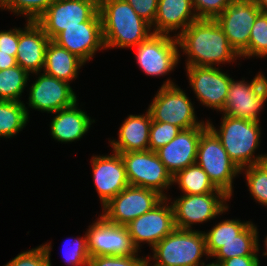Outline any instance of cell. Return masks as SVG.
<instances>
[{
  "label": "cell",
  "mask_w": 267,
  "mask_h": 266,
  "mask_svg": "<svg viewBox=\"0 0 267 266\" xmlns=\"http://www.w3.org/2000/svg\"><path fill=\"white\" fill-rule=\"evenodd\" d=\"M35 82L29 88L28 108L54 113L78 101L70 83L43 72L34 73Z\"/></svg>",
  "instance_id": "cell-17"
},
{
  "label": "cell",
  "mask_w": 267,
  "mask_h": 266,
  "mask_svg": "<svg viewBox=\"0 0 267 266\" xmlns=\"http://www.w3.org/2000/svg\"><path fill=\"white\" fill-rule=\"evenodd\" d=\"M173 184H178L179 190L187 195L206 194L217 190L208 174L197 163L178 171L173 176Z\"/></svg>",
  "instance_id": "cell-28"
},
{
  "label": "cell",
  "mask_w": 267,
  "mask_h": 266,
  "mask_svg": "<svg viewBox=\"0 0 267 266\" xmlns=\"http://www.w3.org/2000/svg\"><path fill=\"white\" fill-rule=\"evenodd\" d=\"M52 242H45L36 248L22 251L4 266H52Z\"/></svg>",
  "instance_id": "cell-34"
},
{
  "label": "cell",
  "mask_w": 267,
  "mask_h": 266,
  "mask_svg": "<svg viewBox=\"0 0 267 266\" xmlns=\"http://www.w3.org/2000/svg\"><path fill=\"white\" fill-rule=\"evenodd\" d=\"M251 221H241L240 219H225L215 224L211 230L205 232V243L208 257H211L226 242L236 239Z\"/></svg>",
  "instance_id": "cell-29"
},
{
  "label": "cell",
  "mask_w": 267,
  "mask_h": 266,
  "mask_svg": "<svg viewBox=\"0 0 267 266\" xmlns=\"http://www.w3.org/2000/svg\"><path fill=\"white\" fill-rule=\"evenodd\" d=\"M120 155L129 185L152 189L164 198H168L165 191L173 185V176L159 159L156 151L126 152Z\"/></svg>",
  "instance_id": "cell-9"
},
{
  "label": "cell",
  "mask_w": 267,
  "mask_h": 266,
  "mask_svg": "<svg viewBox=\"0 0 267 266\" xmlns=\"http://www.w3.org/2000/svg\"><path fill=\"white\" fill-rule=\"evenodd\" d=\"M257 226L251 222L236 239L226 242L211 257L218 263L237 256H258L260 252Z\"/></svg>",
  "instance_id": "cell-26"
},
{
  "label": "cell",
  "mask_w": 267,
  "mask_h": 266,
  "mask_svg": "<svg viewBox=\"0 0 267 266\" xmlns=\"http://www.w3.org/2000/svg\"><path fill=\"white\" fill-rule=\"evenodd\" d=\"M259 256H237L224 260L222 266H260Z\"/></svg>",
  "instance_id": "cell-41"
},
{
  "label": "cell",
  "mask_w": 267,
  "mask_h": 266,
  "mask_svg": "<svg viewBox=\"0 0 267 266\" xmlns=\"http://www.w3.org/2000/svg\"><path fill=\"white\" fill-rule=\"evenodd\" d=\"M30 75L19 65L0 70V100L24 102L21 96Z\"/></svg>",
  "instance_id": "cell-30"
},
{
  "label": "cell",
  "mask_w": 267,
  "mask_h": 266,
  "mask_svg": "<svg viewBox=\"0 0 267 266\" xmlns=\"http://www.w3.org/2000/svg\"><path fill=\"white\" fill-rule=\"evenodd\" d=\"M200 266H222V264L221 263H218V262H216V261H212V262H210V263H203V264H201Z\"/></svg>",
  "instance_id": "cell-45"
},
{
  "label": "cell",
  "mask_w": 267,
  "mask_h": 266,
  "mask_svg": "<svg viewBox=\"0 0 267 266\" xmlns=\"http://www.w3.org/2000/svg\"><path fill=\"white\" fill-rule=\"evenodd\" d=\"M152 117L148 109L145 114L128 115L118 131V139L109 140L116 153L149 150V132Z\"/></svg>",
  "instance_id": "cell-24"
},
{
  "label": "cell",
  "mask_w": 267,
  "mask_h": 266,
  "mask_svg": "<svg viewBox=\"0 0 267 266\" xmlns=\"http://www.w3.org/2000/svg\"><path fill=\"white\" fill-rule=\"evenodd\" d=\"M267 101V77L260 71L251 82L231 80L222 114L260 122Z\"/></svg>",
  "instance_id": "cell-8"
},
{
  "label": "cell",
  "mask_w": 267,
  "mask_h": 266,
  "mask_svg": "<svg viewBox=\"0 0 267 266\" xmlns=\"http://www.w3.org/2000/svg\"><path fill=\"white\" fill-rule=\"evenodd\" d=\"M97 218L86 231L90 257L133 256L139 252L126 226L108 222L101 214Z\"/></svg>",
  "instance_id": "cell-13"
},
{
  "label": "cell",
  "mask_w": 267,
  "mask_h": 266,
  "mask_svg": "<svg viewBox=\"0 0 267 266\" xmlns=\"http://www.w3.org/2000/svg\"><path fill=\"white\" fill-rule=\"evenodd\" d=\"M164 197L157 191L128 185L102 207L101 215L113 224L126 226L151 211Z\"/></svg>",
  "instance_id": "cell-11"
},
{
  "label": "cell",
  "mask_w": 267,
  "mask_h": 266,
  "mask_svg": "<svg viewBox=\"0 0 267 266\" xmlns=\"http://www.w3.org/2000/svg\"><path fill=\"white\" fill-rule=\"evenodd\" d=\"M148 255L151 266H200L206 251L205 236L200 230H182L175 228L169 235L159 241ZM150 261H153L150 263Z\"/></svg>",
  "instance_id": "cell-4"
},
{
  "label": "cell",
  "mask_w": 267,
  "mask_h": 266,
  "mask_svg": "<svg viewBox=\"0 0 267 266\" xmlns=\"http://www.w3.org/2000/svg\"><path fill=\"white\" fill-rule=\"evenodd\" d=\"M105 50L134 48L153 32L126 0H99Z\"/></svg>",
  "instance_id": "cell-2"
},
{
  "label": "cell",
  "mask_w": 267,
  "mask_h": 266,
  "mask_svg": "<svg viewBox=\"0 0 267 266\" xmlns=\"http://www.w3.org/2000/svg\"><path fill=\"white\" fill-rule=\"evenodd\" d=\"M170 200L174 211L175 227L182 230H193L195 224L208 222L228 211L230 197L222 190L206 194L187 195L182 194L176 199Z\"/></svg>",
  "instance_id": "cell-7"
},
{
  "label": "cell",
  "mask_w": 267,
  "mask_h": 266,
  "mask_svg": "<svg viewBox=\"0 0 267 266\" xmlns=\"http://www.w3.org/2000/svg\"><path fill=\"white\" fill-rule=\"evenodd\" d=\"M264 242L265 251L263 252L262 256H267V235L265 237Z\"/></svg>",
  "instance_id": "cell-46"
},
{
  "label": "cell",
  "mask_w": 267,
  "mask_h": 266,
  "mask_svg": "<svg viewBox=\"0 0 267 266\" xmlns=\"http://www.w3.org/2000/svg\"><path fill=\"white\" fill-rule=\"evenodd\" d=\"M240 58L267 57V13L261 12L253 23L248 47L239 55Z\"/></svg>",
  "instance_id": "cell-31"
},
{
  "label": "cell",
  "mask_w": 267,
  "mask_h": 266,
  "mask_svg": "<svg viewBox=\"0 0 267 266\" xmlns=\"http://www.w3.org/2000/svg\"><path fill=\"white\" fill-rule=\"evenodd\" d=\"M217 129L212 121L207 119L208 127L220 139L229 158L240 168L257 165L260 157L255 155L261 142V122L230 117L222 114Z\"/></svg>",
  "instance_id": "cell-3"
},
{
  "label": "cell",
  "mask_w": 267,
  "mask_h": 266,
  "mask_svg": "<svg viewBox=\"0 0 267 266\" xmlns=\"http://www.w3.org/2000/svg\"><path fill=\"white\" fill-rule=\"evenodd\" d=\"M196 20L198 17L192 0H158L156 18L151 29L154 34L170 35L173 32V36L177 37Z\"/></svg>",
  "instance_id": "cell-22"
},
{
  "label": "cell",
  "mask_w": 267,
  "mask_h": 266,
  "mask_svg": "<svg viewBox=\"0 0 267 266\" xmlns=\"http://www.w3.org/2000/svg\"><path fill=\"white\" fill-rule=\"evenodd\" d=\"M242 173L245 174L251 197L256 203L267 207V174L258 165L244 167L240 169V174Z\"/></svg>",
  "instance_id": "cell-33"
},
{
  "label": "cell",
  "mask_w": 267,
  "mask_h": 266,
  "mask_svg": "<svg viewBox=\"0 0 267 266\" xmlns=\"http://www.w3.org/2000/svg\"><path fill=\"white\" fill-rule=\"evenodd\" d=\"M30 110L24 102L0 100V138H12L29 122Z\"/></svg>",
  "instance_id": "cell-27"
},
{
  "label": "cell",
  "mask_w": 267,
  "mask_h": 266,
  "mask_svg": "<svg viewBox=\"0 0 267 266\" xmlns=\"http://www.w3.org/2000/svg\"><path fill=\"white\" fill-rule=\"evenodd\" d=\"M78 101L73 105L58 110L50 120V135L57 142L72 143L83 138L91 128L94 119L87 112L78 108Z\"/></svg>",
  "instance_id": "cell-23"
},
{
  "label": "cell",
  "mask_w": 267,
  "mask_h": 266,
  "mask_svg": "<svg viewBox=\"0 0 267 266\" xmlns=\"http://www.w3.org/2000/svg\"><path fill=\"white\" fill-rule=\"evenodd\" d=\"M147 256L139 257L138 253L133 256H95L90 257L88 266H144Z\"/></svg>",
  "instance_id": "cell-37"
},
{
  "label": "cell",
  "mask_w": 267,
  "mask_h": 266,
  "mask_svg": "<svg viewBox=\"0 0 267 266\" xmlns=\"http://www.w3.org/2000/svg\"><path fill=\"white\" fill-rule=\"evenodd\" d=\"M189 86L204 107L222 113L233 79L219 67L185 66Z\"/></svg>",
  "instance_id": "cell-15"
},
{
  "label": "cell",
  "mask_w": 267,
  "mask_h": 266,
  "mask_svg": "<svg viewBox=\"0 0 267 266\" xmlns=\"http://www.w3.org/2000/svg\"><path fill=\"white\" fill-rule=\"evenodd\" d=\"M49 41L47 34L36 22L26 20L24 27H19L17 64L29 74L42 72Z\"/></svg>",
  "instance_id": "cell-21"
},
{
  "label": "cell",
  "mask_w": 267,
  "mask_h": 266,
  "mask_svg": "<svg viewBox=\"0 0 267 266\" xmlns=\"http://www.w3.org/2000/svg\"><path fill=\"white\" fill-rule=\"evenodd\" d=\"M126 227L139 253L140 247L145 243L152 249L176 228L171 202L168 198H164L151 211L132 220Z\"/></svg>",
  "instance_id": "cell-14"
},
{
  "label": "cell",
  "mask_w": 267,
  "mask_h": 266,
  "mask_svg": "<svg viewBox=\"0 0 267 266\" xmlns=\"http://www.w3.org/2000/svg\"><path fill=\"white\" fill-rule=\"evenodd\" d=\"M99 10V0H55L35 21L53 40L68 27L82 26Z\"/></svg>",
  "instance_id": "cell-12"
},
{
  "label": "cell",
  "mask_w": 267,
  "mask_h": 266,
  "mask_svg": "<svg viewBox=\"0 0 267 266\" xmlns=\"http://www.w3.org/2000/svg\"><path fill=\"white\" fill-rule=\"evenodd\" d=\"M134 11L150 25L156 18L158 0H126Z\"/></svg>",
  "instance_id": "cell-39"
},
{
  "label": "cell",
  "mask_w": 267,
  "mask_h": 266,
  "mask_svg": "<svg viewBox=\"0 0 267 266\" xmlns=\"http://www.w3.org/2000/svg\"><path fill=\"white\" fill-rule=\"evenodd\" d=\"M19 41V28L0 31V52L17 55V46Z\"/></svg>",
  "instance_id": "cell-40"
},
{
  "label": "cell",
  "mask_w": 267,
  "mask_h": 266,
  "mask_svg": "<svg viewBox=\"0 0 267 266\" xmlns=\"http://www.w3.org/2000/svg\"><path fill=\"white\" fill-rule=\"evenodd\" d=\"M111 153L92 155L90 161L95 190L102 207L129 185L120 153L114 151Z\"/></svg>",
  "instance_id": "cell-19"
},
{
  "label": "cell",
  "mask_w": 267,
  "mask_h": 266,
  "mask_svg": "<svg viewBox=\"0 0 267 266\" xmlns=\"http://www.w3.org/2000/svg\"><path fill=\"white\" fill-rule=\"evenodd\" d=\"M208 127L181 130L168 144L156 150L159 159L174 176L178 171L196 163L198 142Z\"/></svg>",
  "instance_id": "cell-20"
},
{
  "label": "cell",
  "mask_w": 267,
  "mask_h": 266,
  "mask_svg": "<svg viewBox=\"0 0 267 266\" xmlns=\"http://www.w3.org/2000/svg\"><path fill=\"white\" fill-rule=\"evenodd\" d=\"M136 64L148 76H165L177 67L181 57L177 37L152 33L134 47Z\"/></svg>",
  "instance_id": "cell-10"
},
{
  "label": "cell",
  "mask_w": 267,
  "mask_h": 266,
  "mask_svg": "<svg viewBox=\"0 0 267 266\" xmlns=\"http://www.w3.org/2000/svg\"><path fill=\"white\" fill-rule=\"evenodd\" d=\"M257 165L267 174V154H262Z\"/></svg>",
  "instance_id": "cell-43"
},
{
  "label": "cell",
  "mask_w": 267,
  "mask_h": 266,
  "mask_svg": "<svg viewBox=\"0 0 267 266\" xmlns=\"http://www.w3.org/2000/svg\"><path fill=\"white\" fill-rule=\"evenodd\" d=\"M191 99L170 78L163 82L152 99L148 111L153 121L166 122L187 130L208 127L207 121L198 120Z\"/></svg>",
  "instance_id": "cell-5"
},
{
  "label": "cell",
  "mask_w": 267,
  "mask_h": 266,
  "mask_svg": "<svg viewBox=\"0 0 267 266\" xmlns=\"http://www.w3.org/2000/svg\"><path fill=\"white\" fill-rule=\"evenodd\" d=\"M144 266H151L148 262Z\"/></svg>",
  "instance_id": "cell-47"
},
{
  "label": "cell",
  "mask_w": 267,
  "mask_h": 266,
  "mask_svg": "<svg viewBox=\"0 0 267 266\" xmlns=\"http://www.w3.org/2000/svg\"><path fill=\"white\" fill-rule=\"evenodd\" d=\"M181 129L175 125L153 121L149 132V150L156 151L174 139Z\"/></svg>",
  "instance_id": "cell-36"
},
{
  "label": "cell",
  "mask_w": 267,
  "mask_h": 266,
  "mask_svg": "<svg viewBox=\"0 0 267 266\" xmlns=\"http://www.w3.org/2000/svg\"><path fill=\"white\" fill-rule=\"evenodd\" d=\"M70 240V241H69ZM66 241V240H65ZM69 242V243H68ZM64 261L71 266H88L90 255L87 249V235L82 237L69 238L64 242Z\"/></svg>",
  "instance_id": "cell-35"
},
{
  "label": "cell",
  "mask_w": 267,
  "mask_h": 266,
  "mask_svg": "<svg viewBox=\"0 0 267 266\" xmlns=\"http://www.w3.org/2000/svg\"><path fill=\"white\" fill-rule=\"evenodd\" d=\"M52 41L88 63L98 50H105L99 10L82 26L68 27Z\"/></svg>",
  "instance_id": "cell-18"
},
{
  "label": "cell",
  "mask_w": 267,
  "mask_h": 266,
  "mask_svg": "<svg viewBox=\"0 0 267 266\" xmlns=\"http://www.w3.org/2000/svg\"><path fill=\"white\" fill-rule=\"evenodd\" d=\"M232 0H192L193 8L198 19H215Z\"/></svg>",
  "instance_id": "cell-38"
},
{
  "label": "cell",
  "mask_w": 267,
  "mask_h": 266,
  "mask_svg": "<svg viewBox=\"0 0 267 266\" xmlns=\"http://www.w3.org/2000/svg\"><path fill=\"white\" fill-rule=\"evenodd\" d=\"M18 65L16 56H12L11 53L0 52V70L11 68Z\"/></svg>",
  "instance_id": "cell-42"
},
{
  "label": "cell",
  "mask_w": 267,
  "mask_h": 266,
  "mask_svg": "<svg viewBox=\"0 0 267 266\" xmlns=\"http://www.w3.org/2000/svg\"><path fill=\"white\" fill-rule=\"evenodd\" d=\"M257 7L263 13H267V0H254Z\"/></svg>",
  "instance_id": "cell-44"
},
{
  "label": "cell",
  "mask_w": 267,
  "mask_h": 266,
  "mask_svg": "<svg viewBox=\"0 0 267 266\" xmlns=\"http://www.w3.org/2000/svg\"><path fill=\"white\" fill-rule=\"evenodd\" d=\"M55 0H0L2 10L17 16L24 15L27 21L35 22Z\"/></svg>",
  "instance_id": "cell-32"
},
{
  "label": "cell",
  "mask_w": 267,
  "mask_h": 266,
  "mask_svg": "<svg viewBox=\"0 0 267 266\" xmlns=\"http://www.w3.org/2000/svg\"><path fill=\"white\" fill-rule=\"evenodd\" d=\"M85 63L75 54L49 41L45 52V63L42 72L71 84L78 77Z\"/></svg>",
  "instance_id": "cell-25"
},
{
  "label": "cell",
  "mask_w": 267,
  "mask_h": 266,
  "mask_svg": "<svg viewBox=\"0 0 267 266\" xmlns=\"http://www.w3.org/2000/svg\"><path fill=\"white\" fill-rule=\"evenodd\" d=\"M179 52L186 55L185 66L218 67L240 56L214 19H198L177 36Z\"/></svg>",
  "instance_id": "cell-1"
},
{
  "label": "cell",
  "mask_w": 267,
  "mask_h": 266,
  "mask_svg": "<svg viewBox=\"0 0 267 266\" xmlns=\"http://www.w3.org/2000/svg\"><path fill=\"white\" fill-rule=\"evenodd\" d=\"M260 13L254 0H232L214 19L238 55L248 47L253 23Z\"/></svg>",
  "instance_id": "cell-16"
},
{
  "label": "cell",
  "mask_w": 267,
  "mask_h": 266,
  "mask_svg": "<svg viewBox=\"0 0 267 266\" xmlns=\"http://www.w3.org/2000/svg\"><path fill=\"white\" fill-rule=\"evenodd\" d=\"M196 163L217 189L232 197L234 179L239 176L240 168L229 158L220 139L209 127L199 139Z\"/></svg>",
  "instance_id": "cell-6"
}]
</instances>
